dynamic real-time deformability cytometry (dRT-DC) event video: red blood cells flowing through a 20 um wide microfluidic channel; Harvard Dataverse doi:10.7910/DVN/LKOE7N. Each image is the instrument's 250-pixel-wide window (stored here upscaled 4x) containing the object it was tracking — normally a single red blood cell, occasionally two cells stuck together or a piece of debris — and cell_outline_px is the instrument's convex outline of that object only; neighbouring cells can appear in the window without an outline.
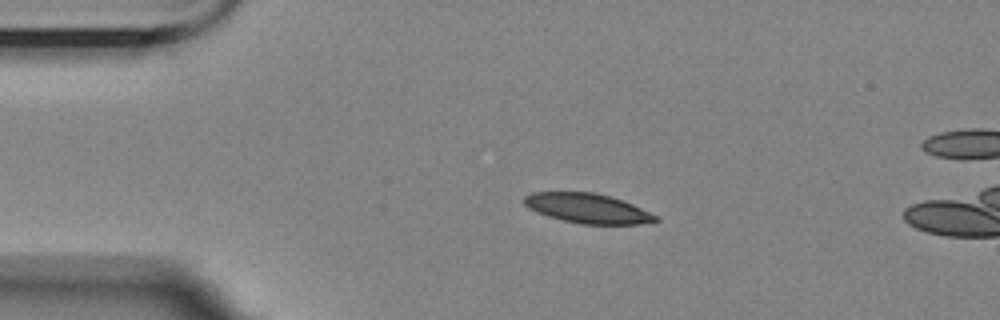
{"species": "Egyptian fruit bat (a non-hibernating species)", "species_latin": "Rousettus aegyptiacus", "temperature_condition": "room temperature", "stored_images_in_passage": 5, "camera_frame_rate_fps": 3000, "um_per_image_px": 0.085, "animal": {"sex": "female"}, "frame": {"image": 1, "passage_image": 3, "time_ms": 2.333, "image_size_px": [1000, 320], "cell_outline_px": [[660, 220], [640, 224], [580, 224], [548, 216], [536, 212], [528, 208], [524, 204], [524, 196], [532, 192], [596, 192], [612, 196], [632, 204], [656, 216]], "centroid_in_image_um": [49.91, 17.7], "position_along_channel_um": 35.1, "area_um2": 22.66}}